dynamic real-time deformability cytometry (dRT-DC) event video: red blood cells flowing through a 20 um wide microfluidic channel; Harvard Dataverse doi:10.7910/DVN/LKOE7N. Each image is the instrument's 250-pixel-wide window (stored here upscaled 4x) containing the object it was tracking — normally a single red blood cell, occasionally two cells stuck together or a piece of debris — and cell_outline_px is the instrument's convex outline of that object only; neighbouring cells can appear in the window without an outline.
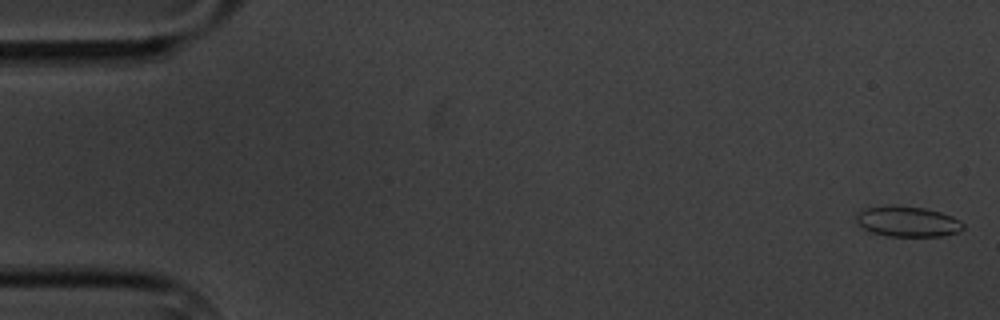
{"species": "common noctule bat (a hibernating species)", "species_latin": "Nyctalus noctula", "temperature_condition": "cold", "stored_images_in_passage": 5, "camera_frame_rate_fps": 3000, "um_per_image_px": 0.085, "animal": {"sex": "male", "body_mass_g": 20.1, "forearm_length_mm": 53.5}, "frame": {"image": 1, "passage_image": 1, "time_ms": 0.0, "image_size_px": [1000, 320], "cell_outline_px": [[964, 228], [960, 232], [944, 236], [888, 236], [868, 232], [856, 220], [856, 212], [864, 208], [884, 204], [892, 204], [924, 208], [940, 212], [952, 216], [960, 220], [964, 224]], "centroid_in_image_um": [77.13, 18.81], "position_along_channel_um": 7.9, "area_um2": 19.42}}